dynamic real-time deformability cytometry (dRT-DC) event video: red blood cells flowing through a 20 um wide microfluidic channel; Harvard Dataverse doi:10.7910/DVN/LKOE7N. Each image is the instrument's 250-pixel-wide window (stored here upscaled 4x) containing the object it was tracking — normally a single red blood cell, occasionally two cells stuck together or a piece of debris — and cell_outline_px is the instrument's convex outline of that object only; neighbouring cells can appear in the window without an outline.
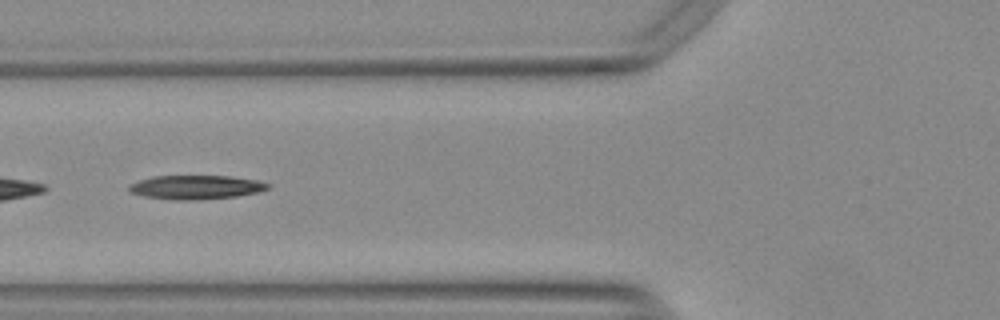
{"species": "Egyptian fruit bat (a non-hibernating species)", "species_latin": "Rousettus aegyptiacus", "temperature_condition": "warm", "stored_images_in_passage": 54, "segment_of_instrument_passage": [2, 2], "camera_frame_rate_fps": 3000, "um_per_image_px": 0.085, "animal": {"sex": "female"}, "frame": {"image": 1, "passage_image": 21, "time_ms": 6.667, "image_size_px": [1000, 320], "cell_outline_px": [[272, 184], [268, 188], [260, 192], [236, 196], [196, 200], [172, 200], [144, 196], [128, 192], [128, 184], [152, 176], [228, 176], [256, 180]], "centroid_in_image_um": [16.63, 15.91], "position_along_channel_um": 109.2, "area_um2": 19.48}}
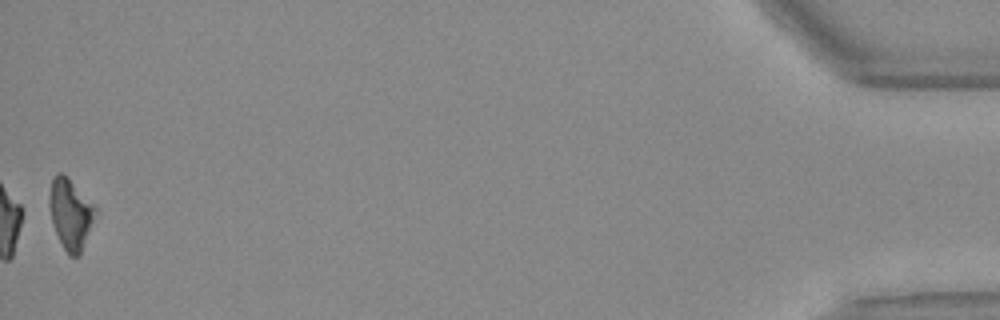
{"frame": {"image": 2, "passage_image": 54, "time_ms": 17.667, "image_size_px": [1000, 320], "cell_outline_px": [[100, 212], [80, 252], [76, 256], [68, 256], [56, 232], [52, 220], [52, 180], [60, 172]], "centroid_in_image_um": [6.08, 18.28], "position_along_channel_um": 429.1, "area_um2": 17.69}}